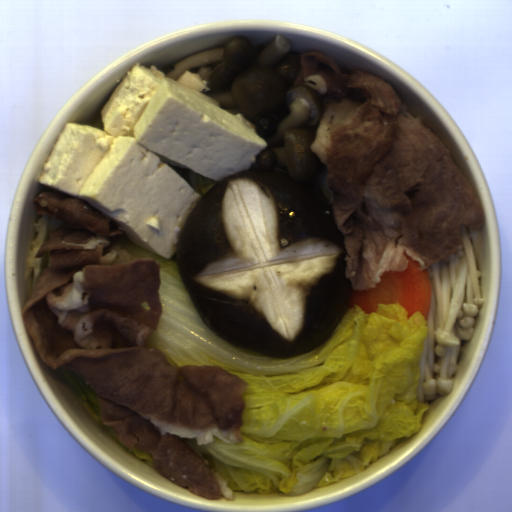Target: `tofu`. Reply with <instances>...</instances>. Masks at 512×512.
Here are the masks:
<instances>
[{
  "instance_id": "1",
  "label": "tofu",
  "mask_w": 512,
  "mask_h": 512,
  "mask_svg": "<svg viewBox=\"0 0 512 512\" xmlns=\"http://www.w3.org/2000/svg\"><path fill=\"white\" fill-rule=\"evenodd\" d=\"M209 89L192 71L174 80L135 64L101 111L103 130L66 123L38 181L86 201L134 245L172 257L201 195L171 166L219 182L249 171L268 147L245 115L203 94Z\"/></svg>"
}]
</instances>
